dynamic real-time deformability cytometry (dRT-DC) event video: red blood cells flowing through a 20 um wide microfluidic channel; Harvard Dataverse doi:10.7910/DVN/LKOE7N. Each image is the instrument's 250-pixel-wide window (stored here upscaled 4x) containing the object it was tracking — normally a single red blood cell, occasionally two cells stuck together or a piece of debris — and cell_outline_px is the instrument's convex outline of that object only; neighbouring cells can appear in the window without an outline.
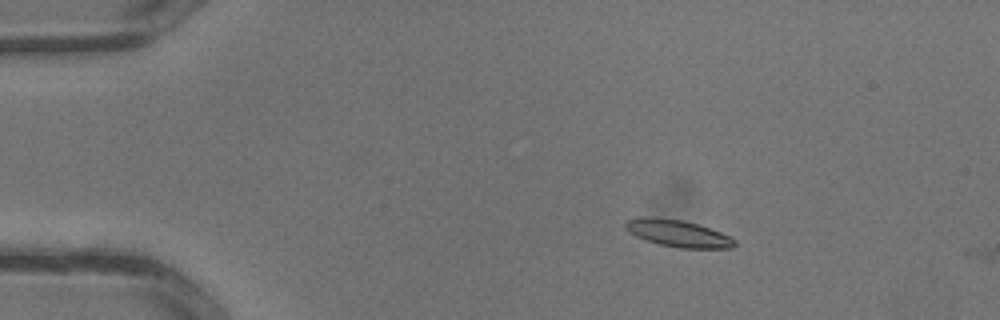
{"species": "common noctule bat (a hibernating species)", "species_latin": "Nyctalus noctula", "temperature_condition": "warm", "stored_images_in_passage": 8, "camera_frame_rate_fps": 3000, "um_per_image_px": 0.085, "animal": {"sex": "male", "body_mass_g": 13.3}, "frame": {"image": 1, "passage_image": 7, "time_ms": 2.0, "image_size_px": [1000, 320], "cell_outline_px": [[736, 244], [732, 248], [680, 248], [660, 244], [636, 236], [628, 232], [624, 228], [624, 224], [628, 220], [640, 216], [644, 216], [680, 220], [696, 224], [720, 232], [736, 240]], "centroid_in_image_um": [57.6, 19.84], "position_along_channel_um": 27.4, "area_um2": 16.88}}